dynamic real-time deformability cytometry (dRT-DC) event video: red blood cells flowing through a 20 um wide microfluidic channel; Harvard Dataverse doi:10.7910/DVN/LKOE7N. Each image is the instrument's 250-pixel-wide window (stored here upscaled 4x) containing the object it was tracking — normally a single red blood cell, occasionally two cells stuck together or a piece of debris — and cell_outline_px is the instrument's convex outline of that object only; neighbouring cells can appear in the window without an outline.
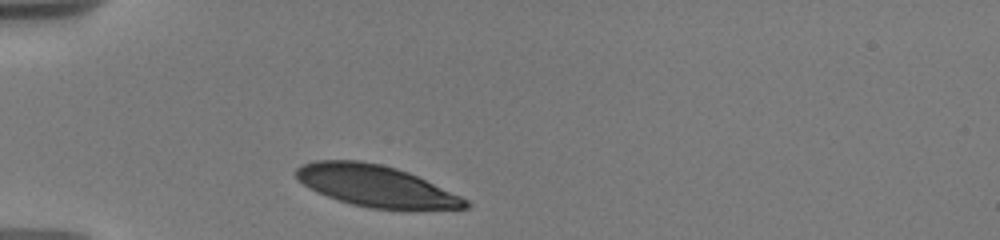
{"species": "human", "species_latin": "Homo sapiens", "temperature_condition": "warm", "stored_images_in_passage": 5, "camera_frame_rate_fps": 3000, "um_per_image_px": 0.085, "donor": {"sex": "male"}, "frame": {"image": 1, "passage_image": 1, "time_ms": 0.0, "image_size_px": [1000, 240], "cell_outline_px": [[472, 204], [468, 208], [372, 208], [352, 204], [316, 192], [308, 188], [296, 176], [296, 168], [300, 164], [316, 160], [360, 160], [380, 164], [396, 168], [408, 172], [460, 196], [468, 200]], "centroid_in_image_um": [31.9, 15.78], "position_along_channel_um": 53.1, "area_um2": 40.11}}
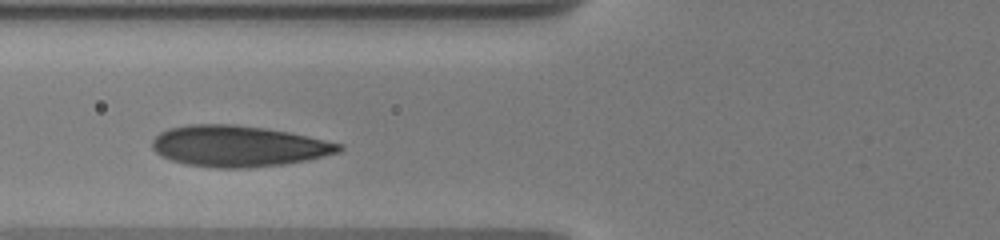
{"frame": {"image": 2, "passage_image": 4, "time_ms": 2.0, "image_size_px": [1000, 240], "cell_outline_px": [[344, 148], [340, 152], [308, 160], [284, 164], [248, 168], [216, 168], [184, 164], [160, 156], [152, 148], [152, 140], [160, 132], [168, 128], [188, 124], [236, 124], [264, 128], [288, 132], [308, 136], [344, 144]], "centroid_in_image_um": [20.26, 12.42], "position_along_channel_um": 105.5, "area_um2": 45.03}}